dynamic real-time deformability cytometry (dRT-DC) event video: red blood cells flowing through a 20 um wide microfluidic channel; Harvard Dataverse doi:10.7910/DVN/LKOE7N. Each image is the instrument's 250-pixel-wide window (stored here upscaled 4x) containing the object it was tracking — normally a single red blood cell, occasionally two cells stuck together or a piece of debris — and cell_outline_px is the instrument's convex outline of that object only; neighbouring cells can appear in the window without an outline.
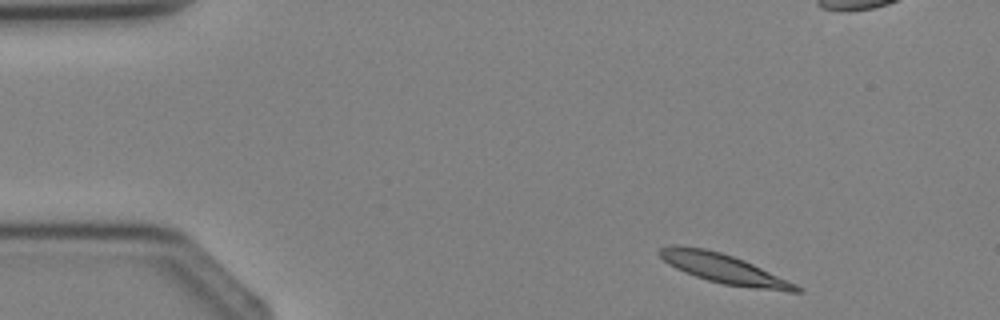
{"species": "Egyptian fruit bat (a non-hibernating species)", "species_latin": "Rousettus aegyptiacus", "temperature_condition": "cold", "stored_images_in_passage": 4, "segment_of_instrument_passage": [2, 2], "camera_frame_rate_fps": 3000, "um_per_image_px": 0.085, "animal": {"sex": "female"}, "frame": {"image": 1, "passage_image": 4, "time_ms": 4.333, "image_size_px": [1000, 320], "cell_outline_px": [[804, 292], [788, 292], [752, 288], [724, 284], [708, 280], [684, 272], [668, 264], [656, 252], [660, 248], [672, 244], [676, 244], [704, 248], [720, 252], [744, 260], [796, 284], [804, 288]], "centroid_in_image_um": [61.52, 22.84], "position_along_channel_um": 23.5, "area_um2": 23.47}}